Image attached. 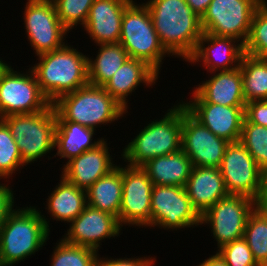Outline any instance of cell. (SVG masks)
Here are the masks:
<instances>
[{"label": "cell", "mask_w": 267, "mask_h": 266, "mask_svg": "<svg viewBox=\"0 0 267 266\" xmlns=\"http://www.w3.org/2000/svg\"><path fill=\"white\" fill-rule=\"evenodd\" d=\"M145 5L162 46L187 62L203 34L201 18L185 0H149Z\"/></svg>", "instance_id": "obj_1"}, {"label": "cell", "mask_w": 267, "mask_h": 266, "mask_svg": "<svg viewBox=\"0 0 267 266\" xmlns=\"http://www.w3.org/2000/svg\"><path fill=\"white\" fill-rule=\"evenodd\" d=\"M30 67L42 93L51 102L89 84L88 56L66 44L61 49L37 55Z\"/></svg>", "instance_id": "obj_2"}, {"label": "cell", "mask_w": 267, "mask_h": 266, "mask_svg": "<svg viewBox=\"0 0 267 266\" xmlns=\"http://www.w3.org/2000/svg\"><path fill=\"white\" fill-rule=\"evenodd\" d=\"M37 207H17L0 230V266H13L35 254L50 235L49 220ZM45 243V244H44Z\"/></svg>", "instance_id": "obj_3"}, {"label": "cell", "mask_w": 267, "mask_h": 266, "mask_svg": "<svg viewBox=\"0 0 267 266\" xmlns=\"http://www.w3.org/2000/svg\"><path fill=\"white\" fill-rule=\"evenodd\" d=\"M163 116L147 124L122 150L121 156L127 165L141 166L149 159L182 149L183 101Z\"/></svg>", "instance_id": "obj_4"}, {"label": "cell", "mask_w": 267, "mask_h": 266, "mask_svg": "<svg viewBox=\"0 0 267 266\" xmlns=\"http://www.w3.org/2000/svg\"><path fill=\"white\" fill-rule=\"evenodd\" d=\"M52 104L59 121H72L95 130L128 112L103 87L90 84L60 96Z\"/></svg>", "instance_id": "obj_5"}, {"label": "cell", "mask_w": 267, "mask_h": 266, "mask_svg": "<svg viewBox=\"0 0 267 266\" xmlns=\"http://www.w3.org/2000/svg\"><path fill=\"white\" fill-rule=\"evenodd\" d=\"M119 43L130 58L146 62L158 74L166 54L170 56L160 43L145 3L139 5L132 1L125 8Z\"/></svg>", "instance_id": "obj_6"}, {"label": "cell", "mask_w": 267, "mask_h": 266, "mask_svg": "<svg viewBox=\"0 0 267 266\" xmlns=\"http://www.w3.org/2000/svg\"><path fill=\"white\" fill-rule=\"evenodd\" d=\"M2 120L11 131L25 166L54 151L56 111L53 104L44 111L10 115Z\"/></svg>", "instance_id": "obj_7"}, {"label": "cell", "mask_w": 267, "mask_h": 266, "mask_svg": "<svg viewBox=\"0 0 267 266\" xmlns=\"http://www.w3.org/2000/svg\"><path fill=\"white\" fill-rule=\"evenodd\" d=\"M265 0H212L201 18L204 33L247 42L255 11Z\"/></svg>", "instance_id": "obj_8"}, {"label": "cell", "mask_w": 267, "mask_h": 266, "mask_svg": "<svg viewBox=\"0 0 267 266\" xmlns=\"http://www.w3.org/2000/svg\"><path fill=\"white\" fill-rule=\"evenodd\" d=\"M51 104L30 68L25 74L10 66L1 76L0 119L10 115L34 114L44 111Z\"/></svg>", "instance_id": "obj_9"}, {"label": "cell", "mask_w": 267, "mask_h": 266, "mask_svg": "<svg viewBox=\"0 0 267 266\" xmlns=\"http://www.w3.org/2000/svg\"><path fill=\"white\" fill-rule=\"evenodd\" d=\"M258 206L253 199L228 194L201 216V225L211 228L217 248L243 238L249 215Z\"/></svg>", "instance_id": "obj_10"}, {"label": "cell", "mask_w": 267, "mask_h": 266, "mask_svg": "<svg viewBox=\"0 0 267 266\" xmlns=\"http://www.w3.org/2000/svg\"><path fill=\"white\" fill-rule=\"evenodd\" d=\"M201 226V216L193 208L185 187L153 185L151 227L179 230Z\"/></svg>", "instance_id": "obj_11"}, {"label": "cell", "mask_w": 267, "mask_h": 266, "mask_svg": "<svg viewBox=\"0 0 267 266\" xmlns=\"http://www.w3.org/2000/svg\"><path fill=\"white\" fill-rule=\"evenodd\" d=\"M24 8L25 32L36 56L67 44L63 39L69 31L59 20L53 0H27Z\"/></svg>", "instance_id": "obj_12"}, {"label": "cell", "mask_w": 267, "mask_h": 266, "mask_svg": "<svg viewBox=\"0 0 267 266\" xmlns=\"http://www.w3.org/2000/svg\"><path fill=\"white\" fill-rule=\"evenodd\" d=\"M153 183L141 166L122 167V202L118 217L121 227H151Z\"/></svg>", "instance_id": "obj_13"}, {"label": "cell", "mask_w": 267, "mask_h": 266, "mask_svg": "<svg viewBox=\"0 0 267 266\" xmlns=\"http://www.w3.org/2000/svg\"><path fill=\"white\" fill-rule=\"evenodd\" d=\"M220 172L228 194L246 196L258 203L261 169L240 141L229 142Z\"/></svg>", "instance_id": "obj_14"}, {"label": "cell", "mask_w": 267, "mask_h": 266, "mask_svg": "<svg viewBox=\"0 0 267 266\" xmlns=\"http://www.w3.org/2000/svg\"><path fill=\"white\" fill-rule=\"evenodd\" d=\"M228 144L196 120L183 104L182 150L194 167L220 168Z\"/></svg>", "instance_id": "obj_15"}, {"label": "cell", "mask_w": 267, "mask_h": 266, "mask_svg": "<svg viewBox=\"0 0 267 266\" xmlns=\"http://www.w3.org/2000/svg\"><path fill=\"white\" fill-rule=\"evenodd\" d=\"M69 225L67 233L62 237L66 243L96 251L100 249L102 240L118 237L122 230L115 216L89 205Z\"/></svg>", "instance_id": "obj_16"}, {"label": "cell", "mask_w": 267, "mask_h": 266, "mask_svg": "<svg viewBox=\"0 0 267 266\" xmlns=\"http://www.w3.org/2000/svg\"><path fill=\"white\" fill-rule=\"evenodd\" d=\"M187 111L216 136L228 142L240 141L245 106L213 103H185Z\"/></svg>", "instance_id": "obj_17"}, {"label": "cell", "mask_w": 267, "mask_h": 266, "mask_svg": "<svg viewBox=\"0 0 267 266\" xmlns=\"http://www.w3.org/2000/svg\"><path fill=\"white\" fill-rule=\"evenodd\" d=\"M239 42L234 38L203 32L195 52L187 62L192 66V64H197L196 62L202 61L208 72L236 69L240 66L241 59L245 54L244 45ZM205 44H208L207 47Z\"/></svg>", "instance_id": "obj_18"}, {"label": "cell", "mask_w": 267, "mask_h": 266, "mask_svg": "<svg viewBox=\"0 0 267 266\" xmlns=\"http://www.w3.org/2000/svg\"><path fill=\"white\" fill-rule=\"evenodd\" d=\"M106 139L95 148L73 157L64 164L61 176L78 188L87 190L117 165L112 161Z\"/></svg>", "instance_id": "obj_19"}, {"label": "cell", "mask_w": 267, "mask_h": 266, "mask_svg": "<svg viewBox=\"0 0 267 266\" xmlns=\"http://www.w3.org/2000/svg\"><path fill=\"white\" fill-rule=\"evenodd\" d=\"M133 0H95L89 10L84 31L96 43H119L125 8Z\"/></svg>", "instance_id": "obj_20"}, {"label": "cell", "mask_w": 267, "mask_h": 266, "mask_svg": "<svg viewBox=\"0 0 267 266\" xmlns=\"http://www.w3.org/2000/svg\"><path fill=\"white\" fill-rule=\"evenodd\" d=\"M213 76L193 90L186 103H213L223 106H246L240 67L229 71L210 72ZM215 74V75H214Z\"/></svg>", "instance_id": "obj_21"}, {"label": "cell", "mask_w": 267, "mask_h": 266, "mask_svg": "<svg viewBox=\"0 0 267 266\" xmlns=\"http://www.w3.org/2000/svg\"><path fill=\"white\" fill-rule=\"evenodd\" d=\"M158 77L159 74L146 62L129 58L102 87L127 111L130 93L141 83L151 87Z\"/></svg>", "instance_id": "obj_22"}, {"label": "cell", "mask_w": 267, "mask_h": 266, "mask_svg": "<svg viewBox=\"0 0 267 266\" xmlns=\"http://www.w3.org/2000/svg\"><path fill=\"white\" fill-rule=\"evenodd\" d=\"M185 189L200 216L228 195L220 168L193 166Z\"/></svg>", "instance_id": "obj_23"}, {"label": "cell", "mask_w": 267, "mask_h": 266, "mask_svg": "<svg viewBox=\"0 0 267 266\" xmlns=\"http://www.w3.org/2000/svg\"><path fill=\"white\" fill-rule=\"evenodd\" d=\"M153 185L185 187L193 165L190 158L179 150L165 156H157L141 165Z\"/></svg>", "instance_id": "obj_24"}, {"label": "cell", "mask_w": 267, "mask_h": 266, "mask_svg": "<svg viewBox=\"0 0 267 266\" xmlns=\"http://www.w3.org/2000/svg\"><path fill=\"white\" fill-rule=\"evenodd\" d=\"M95 129L83 126L72 121H59L56 118L54 157L67 158V162L73 157L79 156L87 150L95 148L104 138L93 140Z\"/></svg>", "instance_id": "obj_25"}, {"label": "cell", "mask_w": 267, "mask_h": 266, "mask_svg": "<svg viewBox=\"0 0 267 266\" xmlns=\"http://www.w3.org/2000/svg\"><path fill=\"white\" fill-rule=\"evenodd\" d=\"M60 182L47 198V213L53 220L70 223L87 206L86 190L67 182L62 176Z\"/></svg>", "instance_id": "obj_26"}, {"label": "cell", "mask_w": 267, "mask_h": 266, "mask_svg": "<svg viewBox=\"0 0 267 266\" xmlns=\"http://www.w3.org/2000/svg\"><path fill=\"white\" fill-rule=\"evenodd\" d=\"M87 205L119 217L122 202V167L117 165L87 190Z\"/></svg>", "instance_id": "obj_27"}, {"label": "cell", "mask_w": 267, "mask_h": 266, "mask_svg": "<svg viewBox=\"0 0 267 266\" xmlns=\"http://www.w3.org/2000/svg\"><path fill=\"white\" fill-rule=\"evenodd\" d=\"M97 46L100 48L96 58H88V81L102 87L130 57L120 43Z\"/></svg>", "instance_id": "obj_28"}, {"label": "cell", "mask_w": 267, "mask_h": 266, "mask_svg": "<svg viewBox=\"0 0 267 266\" xmlns=\"http://www.w3.org/2000/svg\"><path fill=\"white\" fill-rule=\"evenodd\" d=\"M239 67L245 102L267 100V58L244 54Z\"/></svg>", "instance_id": "obj_29"}, {"label": "cell", "mask_w": 267, "mask_h": 266, "mask_svg": "<svg viewBox=\"0 0 267 266\" xmlns=\"http://www.w3.org/2000/svg\"><path fill=\"white\" fill-rule=\"evenodd\" d=\"M243 238L259 266H267V209L257 206L249 215Z\"/></svg>", "instance_id": "obj_30"}, {"label": "cell", "mask_w": 267, "mask_h": 266, "mask_svg": "<svg viewBox=\"0 0 267 266\" xmlns=\"http://www.w3.org/2000/svg\"><path fill=\"white\" fill-rule=\"evenodd\" d=\"M98 257V251L92 248L68 244L60 239L54 248L51 266H95Z\"/></svg>", "instance_id": "obj_31"}, {"label": "cell", "mask_w": 267, "mask_h": 266, "mask_svg": "<svg viewBox=\"0 0 267 266\" xmlns=\"http://www.w3.org/2000/svg\"><path fill=\"white\" fill-rule=\"evenodd\" d=\"M244 53L258 58H267V0L255 11Z\"/></svg>", "instance_id": "obj_32"}, {"label": "cell", "mask_w": 267, "mask_h": 266, "mask_svg": "<svg viewBox=\"0 0 267 266\" xmlns=\"http://www.w3.org/2000/svg\"><path fill=\"white\" fill-rule=\"evenodd\" d=\"M240 142L261 170L267 167V127L252 124L244 118Z\"/></svg>", "instance_id": "obj_33"}, {"label": "cell", "mask_w": 267, "mask_h": 266, "mask_svg": "<svg viewBox=\"0 0 267 266\" xmlns=\"http://www.w3.org/2000/svg\"><path fill=\"white\" fill-rule=\"evenodd\" d=\"M25 166L19 148L7 124L0 119V180L12 177Z\"/></svg>", "instance_id": "obj_34"}, {"label": "cell", "mask_w": 267, "mask_h": 266, "mask_svg": "<svg viewBox=\"0 0 267 266\" xmlns=\"http://www.w3.org/2000/svg\"><path fill=\"white\" fill-rule=\"evenodd\" d=\"M95 0H53L57 16L70 32L78 24L85 25L89 10Z\"/></svg>", "instance_id": "obj_35"}, {"label": "cell", "mask_w": 267, "mask_h": 266, "mask_svg": "<svg viewBox=\"0 0 267 266\" xmlns=\"http://www.w3.org/2000/svg\"><path fill=\"white\" fill-rule=\"evenodd\" d=\"M216 252L228 266H259L244 238L227 243Z\"/></svg>", "instance_id": "obj_36"}, {"label": "cell", "mask_w": 267, "mask_h": 266, "mask_svg": "<svg viewBox=\"0 0 267 266\" xmlns=\"http://www.w3.org/2000/svg\"><path fill=\"white\" fill-rule=\"evenodd\" d=\"M245 118L252 124L267 127V100H253L246 103Z\"/></svg>", "instance_id": "obj_37"}, {"label": "cell", "mask_w": 267, "mask_h": 266, "mask_svg": "<svg viewBox=\"0 0 267 266\" xmlns=\"http://www.w3.org/2000/svg\"><path fill=\"white\" fill-rule=\"evenodd\" d=\"M155 257H138V258H114L98 257L95 266H153L156 262Z\"/></svg>", "instance_id": "obj_38"}, {"label": "cell", "mask_w": 267, "mask_h": 266, "mask_svg": "<svg viewBox=\"0 0 267 266\" xmlns=\"http://www.w3.org/2000/svg\"><path fill=\"white\" fill-rule=\"evenodd\" d=\"M9 185L0 183V230L6 217L14 210V195Z\"/></svg>", "instance_id": "obj_39"}, {"label": "cell", "mask_w": 267, "mask_h": 266, "mask_svg": "<svg viewBox=\"0 0 267 266\" xmlns=\"http://www.w3.org/2000/svg\"><path fill=\"white\" fill-rule=\"evenodd\" d=\"M193 12L200 18L206 13L212 0H185Z\"/></svg>", "instance_id": "obj_40"}, {"label": "cell", "mask_w": 267, "mask_h": 266, "mask_svg": "<svg viewBox=\"0 0 267 266\" xmlns=\"http://www.w3.org/2000/svg\"><path fill=\"white\" fill-rule=\"evenodd\" d=\"M267 202V167L261 170V187L258 197V205L263 206Z\"/></svg>", "instance_id": "obj_41"}, {"label": "cell", "mask_w": 267, "mask_h": 266, "mask_svg": "<svg viewBox=\"0 0 267 266\" xmlns=\"http://www.w3.org/2000/svg\"><path fill=\"white\" fill-rule=\"evenodd\" d=\"M197 266H228L218 253L211 255Z\"/></svg>", "instance_id": "obj_42"}, {"label": "cell", "mask_w": 267, "mask_h": 266, "mask_svg": "<svg viewBox=\"0 0 267 266\" xmlns=\"http://www.w3.org/2000/svg\"><path fill=\"white\" fill-rule=\"evenodd\" d=\"M10 67L5 61L3 62L2 59H0V78L3 75V73Z\"/></svg>", "instance_id": "obj_43"}, {"label": "cell", "mask_w": 267, "mask_h": 266, "mask_svg": "<svg viewBox=\"0 0 267 266\" xmlns=\"http://www.w3.org/2000/svg\"><path fill=\"white\" fill-rule=\"evenodd\" d=\"M263 206L267 209V202Z\"/></svg>", "instance_id": "obj_44"}]
</instances>
